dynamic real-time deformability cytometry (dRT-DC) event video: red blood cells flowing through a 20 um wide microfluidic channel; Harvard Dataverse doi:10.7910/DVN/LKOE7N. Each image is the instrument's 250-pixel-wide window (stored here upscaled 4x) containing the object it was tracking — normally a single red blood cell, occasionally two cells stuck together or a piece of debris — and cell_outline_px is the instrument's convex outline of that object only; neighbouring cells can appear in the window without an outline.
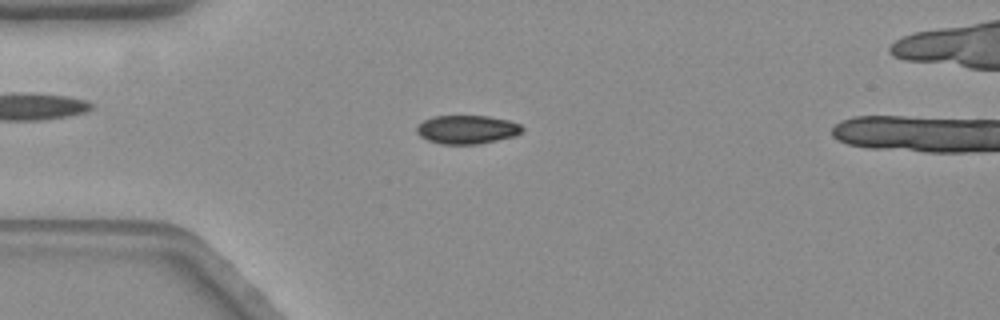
{"species": "common noctule bat (a hibernating species)", "species_latin": "Nyctalus noctula", "temperature_condition": "warm", "stored_images_in_passage": 59, "camera_frame_rate_fps": 3000, "um_per_image_px": 0.085, "animal": {"sex": "female", "body_mass_g": 19.3, "forearm_length_mm": 54.1}, "frame": {"image": 1, "passage_image": 15, "time_ms": 4.667, "image_size_px": [1000, 320], "cell_outline_px": [[524, 128], [516, 136], [480, 144], [440, 144], [428, 140], [420, 136], [416, 132], [416, 128], [424, 120], [432, 116], [488, 116], [508, 120], [520, 124]], "centroid_in_image_um": [39.7, 11.01], "position_along_channel_um": 45.3, "area_um2": 17.63}}
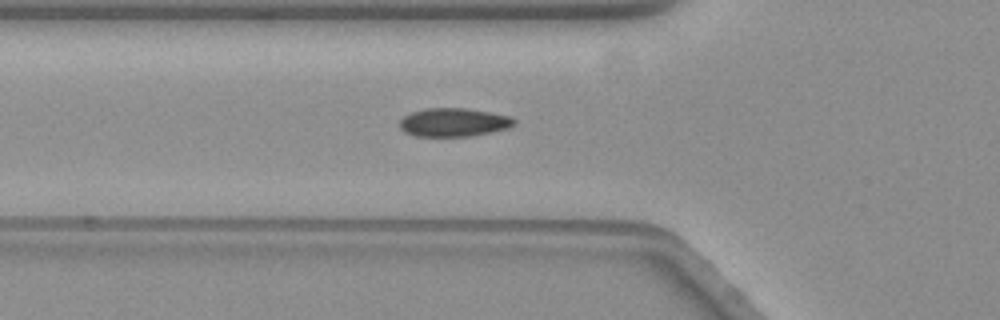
{"frame": {"image": 2, "passage_image": 20, "time_ms": 6.333, "image_size_px": [1000, 320], "cell_outline_px": [[516, 124], [508, 128], [472, 136], [416, 136], [404, 132], [400, 128], [400, 120], [404, 116], [412, 112], [424, 108], [468, 108], [512, 116], [516, 120]], "centroid_in_image_um": [38.58, 10.39], "position_along_channel_um": 87.2, "area_um2": 19.13}}
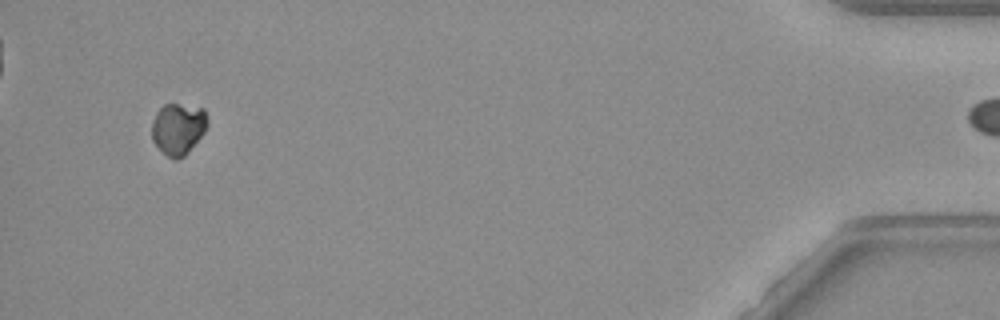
{"frame": {"image": 3, "passage_image": 55, "time_ms": 18.0, "image_size_px": [1000, 320], "cell_outline_px": [[208, 124], [204, 132], [188, 152], [184, 156], [176, 160], [172, 160], [152, 140], [152, 120], [156, 112], [164, 104], [176, 104], [204, 108], [208, 120]], "centroid_in_image_um": [15.14, 10.93], "position_along_channel_um": 420.1, "area_um2": 16.65}}